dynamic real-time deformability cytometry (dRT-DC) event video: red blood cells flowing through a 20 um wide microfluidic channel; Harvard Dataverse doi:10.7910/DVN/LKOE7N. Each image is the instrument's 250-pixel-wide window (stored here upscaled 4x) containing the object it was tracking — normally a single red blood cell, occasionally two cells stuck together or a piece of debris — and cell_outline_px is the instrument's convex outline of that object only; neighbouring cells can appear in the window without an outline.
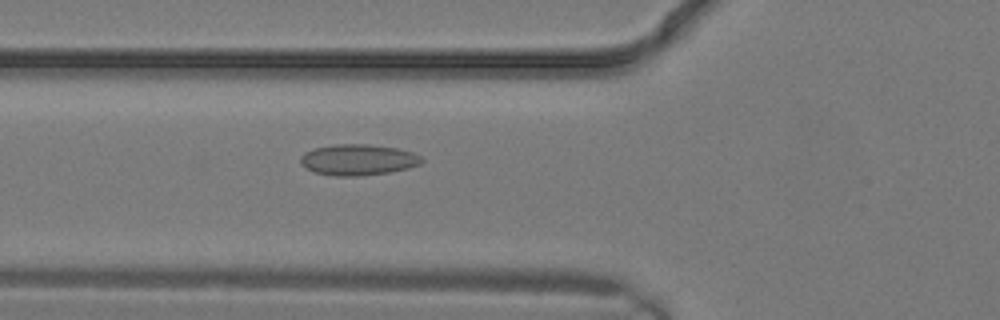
{"species": "common noctule bat (a hibernating species)", "species_latin": "Nyctalus noctula", "temperature_condition": "warm", "stored_images_in_passage": 6, "camera_frame_rate_fps": 3000, "um_per_image_px": 0.085, "animal": {"sex": "male", "body_mass_g": 19.2, "forearm_length_mm": 51.8}, "frame": {"image": 1, "passage_image": 6, "time_ms": 1.667, "image_size_px": [1000, 320], "cell_outline_px": [[424, 160], [420, 164], [408, 168], [392, 172], [360, 176], [336, 176], [316, 172], [300, 164], [300, 156], [304, 152], [312, 148], [336, 144], [368, 144], [396, 148], [412, 152], [420, 156]], "centroid_in_image_um": [30.43, 13.58], "position_along_channel_um": 95.4, "area_um2": 21.96}}